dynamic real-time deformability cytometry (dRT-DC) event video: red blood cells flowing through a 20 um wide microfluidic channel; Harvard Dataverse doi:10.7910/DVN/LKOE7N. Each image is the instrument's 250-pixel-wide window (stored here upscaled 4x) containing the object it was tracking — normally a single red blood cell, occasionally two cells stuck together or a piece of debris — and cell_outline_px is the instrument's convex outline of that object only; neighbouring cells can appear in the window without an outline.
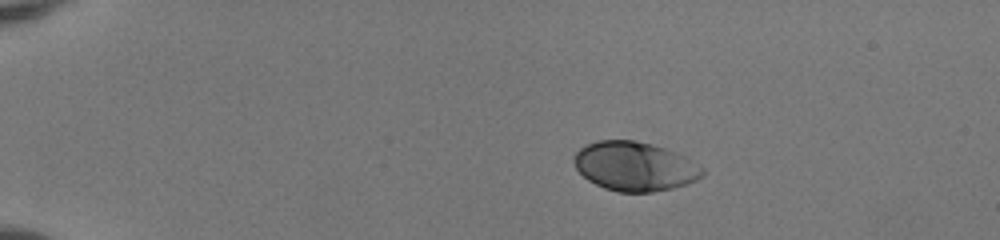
{"species": "human", "species_latin": "Homo sapiens", "temperature_condition": "room temperature", "stored_images_in_passage": 44, "camera_frame_rate_fps": 3000, "um_per_image_px": 0.085, "donor": {"sex": "female"}, "frame": {"image": 1, "passage_image": 1, "time_ms": 0.0, "image_size_px": [1000, 240], "cell_outline_px": [[704, 176], [688, 184], [672, 188], [652, 192], [616, 192], [604, 188], [588, 180], [576, 168], [572, 160], [576, 152], [580, 148], [596, 140], [636, 140], [652, 144], [676, 152], [684, 156], [704, 168]], "centroid_in_image_um": [53.96, 14.14], "position_along_channel_um": 31.0, "area_um2": 36.93}}
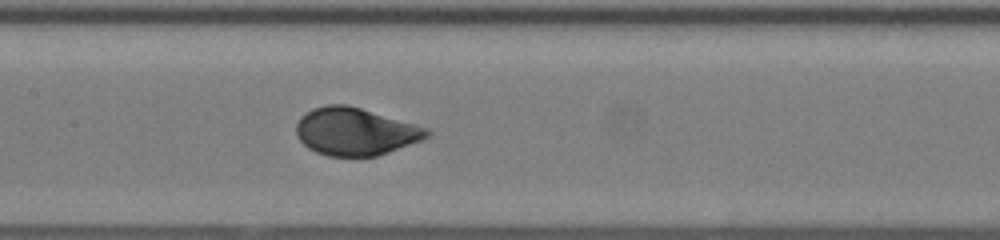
{"frame": {"image": 2, "passage_image": 19, "time_ms": 6.0, "image_size_px": [1000, 240], "cell_outline_px": [[432, 132], [424, 140], [376, 156], [328, 156], [316, 152], [308, 148], [296, 136], [296, 124], [300, 116], [312, 108], [328, 104], [348, 104], [416, 124], [428, 128]], "centroid_in_image_um": [30.2, 11.17], "position_along_channel_um": 177.2, "area_um2": 36.47}}
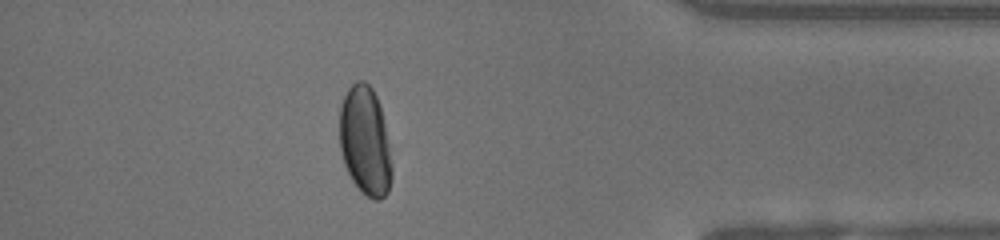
{"frame": {"image": 3, "passage_image": 38, "time_ms": 12.333, "image_size_px": [1000, 240], "cell_outline_px": [[392, 176], [388, 192], [380, 200], [372, 200], [360, 192], [356, 188], [344, 164], [340, 148], [340, 108], [344, 96], [348, 88], [356, 80], [364, 80], [372, 88], [380, 104], [392, 164]], "centroid_in_image_um": [31.03, 12.02], "position_along_channel_um": 404.2, "area_um2": 33.35}, "authors_computed_cell_mechanics": {"area_um2": 36.5296, "velocity_mm_per_s": 3.973, "shape_relaxation_time_tau1_ms": 2.8096, "shape_relaxation_time_tau2_ms": null, "deformation_change_tau1": 0.1708, "deformation_change_tau2": null}}